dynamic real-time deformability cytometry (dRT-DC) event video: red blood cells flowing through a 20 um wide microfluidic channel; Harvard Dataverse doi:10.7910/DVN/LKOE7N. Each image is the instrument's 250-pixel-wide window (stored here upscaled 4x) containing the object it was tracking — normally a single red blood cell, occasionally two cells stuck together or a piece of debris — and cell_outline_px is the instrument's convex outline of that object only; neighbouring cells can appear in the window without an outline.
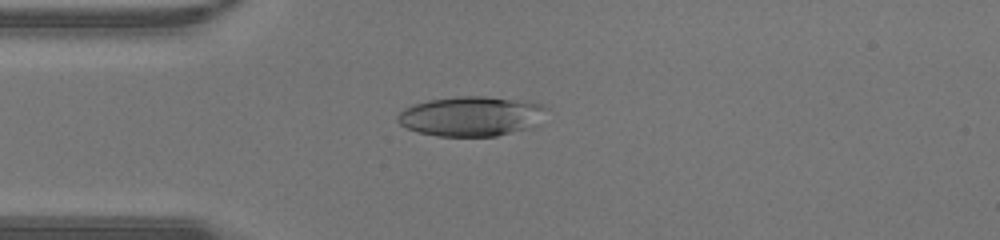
{"species": "human", "species_latin": "Homo sapiens", "temperature_condition": "warm", "stored_images_in_passage": 32, "camera_frame_rate_fps": 3000, "um_per_image_px": 0.085, "donor": {"sex": "male"}, "frame": {"image": 1, "passage_image": 1, "time_ms": 0.0, "image_size_px": [1000, 240], "cell_outline_px": [[548, 108], [528, 128], [496, 136], [436, 136], [420, 132], [408, 128], [400, 124], [396, 120], [396, 116], [404, 108], [428, 100], [460, 96], [484, 96], [528, 100], [540, 104]], "centroid_in_image_um": [40.01, 9.86], "position_along_channel_um": 45.0, "area_um2": 34.16}}
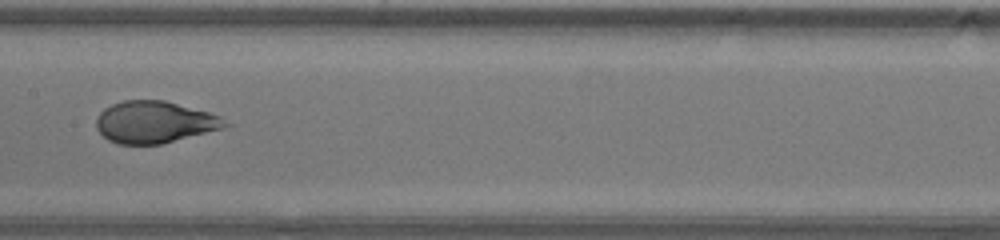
{"frame": {"image": 2, "passage_image": 11, "time_ms": 3.333, "image_size_px": [1000, 240], "cell_outline_px": [[232, 124], [220, 128], [160, 144], [116, 144], [108, 140], [96, 128], [96, 120], [100, 112], [104, 108], [112, 104], [124, 100], [164, 100], [208, 112], [220, 116]], "centroid_in_image_um": [13.09, 10.37], "position_along_channel_um": 194.3, "area_um2": 31.1}}
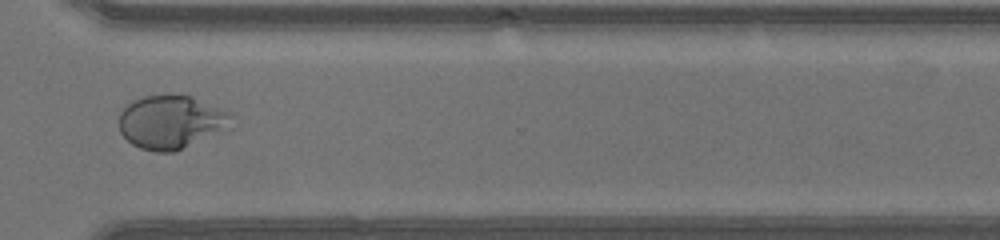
{"frame": {"image": 3, "passage_image": 21, "time_ms": 6.667, "image_size_px": [1000, 240], "cell_outline_px": [[236, 128], [176, 152], [156, 152], [140, 148], [132, 144], [120, 132], [120, 112], [132, 100], [144, 96], [192, 96], [220, 108], [228, 112], [232, 116]], "centroid_in_image_um": [14.64, 10.41], "position_along_channel_um": 356.0, "area_um2": 35.6}}